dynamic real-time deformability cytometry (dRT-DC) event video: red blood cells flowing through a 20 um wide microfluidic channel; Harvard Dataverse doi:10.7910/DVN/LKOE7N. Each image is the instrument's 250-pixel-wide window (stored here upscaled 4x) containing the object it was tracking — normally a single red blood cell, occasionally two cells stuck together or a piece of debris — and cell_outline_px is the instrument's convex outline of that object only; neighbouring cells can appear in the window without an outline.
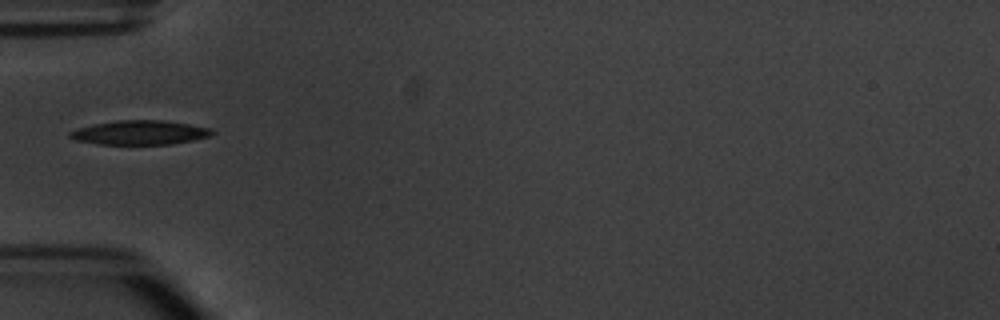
{"species": "common noctule bat (a hibernating species)", "species_latin": "Nyctalus noctula", "temperature_condition": "warm", "stored_images_in_passage": 1, "camera_frame_rate_fps": 3000, "um_per_image_px": 0.085, "animal": {"sex": "male", "body_mass_g": 20.1, "forearm_length_mm": 53.5}, "frame": {"image": 1, "passage_image": 1, "time_ms": 0.0, "image_size_px": [1000, 320], "cell_outline_px": [[216, 132], [212, 136], [172, 144], [100, 144], [76, 140], [68, 136], [68, 132], [80, 128], [96, 124], [116, 120], [164, 120], [212, 128]], "centroid_in_image_um": [11.95, 11.27], "position_along_channel_um": 73.1, "area_um2": 20.0}}